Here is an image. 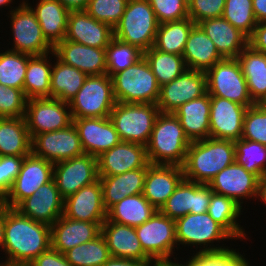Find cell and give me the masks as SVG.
Here are the masks:
<instances>
[{
	"instance_id": "1",
	"label": "cell",
	"mask_w": 266,
	"mask_h": 266,
	"mask_svg": "<svg viewBox=\"0 0 266 266\" xmlns=\"http://www.w3.org/2000/svg\"><path fill=\"white\" fill-rule=\"evenodd\" d=\"M51 226L5 206L4 248L11 265H28L51 246ZM7 257V258H6Z\"/></svg>"
},
{
	"instance_id": "2",
	"label": "cell",
	"mask_w": 266,
	"mask_h": 266,
	"mask_svg": "<svg viewBox=\"0 0 266 266\" xmlns=\"http://www.w3.org/2000/svg\"><path fill=\"white\" fill-rule=\"evenodd\" d=\"M234 162V141L212 137L193 141L182 165L184 179L209 184L215 175Z\"/></svg>"
},
{
	"instance_id": "3",
	"label": "cell",
	"mask_w": 266,
	"mask_h": 266,
	"mask_svg": "<svg viewBox=\"0 0 266 266\" xmlns=\"http://www.w3.org/2000/svg\"><path fill=\"white\" fill-rule=\"evenodd\" d=\"M190 143L179 119L173 113L160 112L146 145L148 161L182 166Z\"/></svg>"
},
{
	"instance_id": "4",
	"label": "cell",
	"mask_w": 266,
	"mask_h": 266,
	"mask_svg": "<svg viewBox=\"0 0 266 266\" xmlns=\"http://www.w3.org/2000/svg\"><path fill=\"white\" fill-rule=\"evenodd\" d=\"M176 242L180 244L198 248L196 253H220L232 250L228 246H221L220 241L234 239L220 224L215 222L210 215L206 213H189L175 220ZM218 243L216 246L213 243ZM199 245V246H198ZM202 246V247H201Z\"/></svg>"
},
{
	"instance_id": "5",
	"label": "cell",
	"mask_w": 266,
	"mask_h": 266,
	"mask_svg": "<svg viewBox=\"0 0 266 266\" xmlns=\"http://www.w3.org/2000/svg\"><path fill=\"white\" fill-rule=\"evenodd\" d=\"M116 102L157 104L160 85L144 56L111 76Z\"/></svg>"
},
{
	"instance_id": "6",
	"label": "cell",
	"mask_w": 266,
	"mask_h": 266,
	"mask_svg": "<svg viewBox=\"0 0 266 266\" xmlns=\"http://www.w3.org/2000/svg\"><path fill=\"white\" fill-rule=\"evenodd\" d=\"M158 25L148 0H128L122 18L113 29L114 37L144 53L154 46Z\"/></svg>"
},
{
	"instance_id": "7",
	"label": "cell",
	"mask_w": 266,
	"mask_h": 266,
	"mask_svg": "<svg viewBox=\"0 0 266 266\" xmlns=\"http://www.w3.org/2000/svg\"><path fill=\"white\" fill-rule=\"evenodd\" d=\"M159 113L157 104L116 102L109 118L121 142L146 146Z\"/></svg>"
},
{
	"instance_id": "8",
	"label": "cell",
	"mask_w": 266,
	"mask_h": 266,
	"mask_svg": "<svg viewBox=\"0 0 266 266\" xmlns=\"http://www.w3.org/2000/svg\"><path fill=\"white\" fill-rule=\"evenodd\" d=\"M115 104L113 83L108 74L87 76L69 102L72 118L109 117Z\"/></svg>"
},
{
	"instance_id": "9",
	"label": "cell",
	"mask_w": 266,
	"mask_h": 266,
	"mask_svg": "<svg viewBox=\"0 0 266 266\" xmlns=\"http://www.w3.org/2000/svg\"><path fill=\"white\" fill-rule=\"evenodd\" d=\"M207 93L251 107L247 82L237 58H223L206 72Z\"/></svg>"
},
{
	"instance_id": "10",
	"label": "cell",
	"mask_w": 266,
	"mask_h": 266,
	"mask_svg": "<svg viewBox=\"0 0 266 266\" xmlns=\"http://www.w3.org/2000/svg\"><path fill=\"white\" fill-rule=\"evenodd\" d=\"M135 231L143 251L154 262L172 261L171 257L177 260L173 255L175 248L179 250L174 219L157 210L150 219L135 227Z\"/></svg>"
},
{
	"instance_id": "11",
	"label": "cell",
	"mask_w": 266,
	"mask_h": 266,
	"mask_svg": "<svg viewBox=\"0 0 266 266\" xmlns=\"http://www.w3.org/2000/svg\"><path fill=\"white\" fill-rule=\"evenodd\" d=\"M21 2L8 16L13 33V45L9 50L32 56L53 52V46L44 37L34 12L24 0Z\"/></svg>"
},
{
	"instance_id": "12",
	"label": "cell",
	"mask_w": 266,
	"mask_h": 266,
	"mask_svg": "<svg viewBox=\"0 0 266 266\" xmlns=\"http://www.w3.org/2000/svg\"><path fill=\"white\" fill-rule=\"evenodd\" d=\"M25 120L31 139L39 133L65 129L73 123L69 103L49 97L27 99Z\"/></svg>"
},
{
	"instance_id": "13",
	"label": "cell",
	"mask_w": 266,
	"mask_h": 266,
	"mask_svg": "<svg viewBox=\"0 0 266 266\" xmlns=\"http://www.w3.org/2000/svg\"><path fill=\"white\" fill-rule=\"evenodd\" d=\"M53 170L54 163L31 152L24 157L19 174L0 203L9 208H16L24 199L32 196L42 185L53 179Z\"/></svg>"
},
{
	"instance_id": "14",
	"label": "cell",
	"mask_w": 266,
	"mask_h": 266,
	"mask_svg": "<svg viewBox=\"0 0 266 266\" xmlns=\"http://www.w3.org/2000/svg\"><path fill=\"white\" fill-rule=\"evenodd\" d=\"M31 152L52 163L85 154L73 123L65 129L35 135L31 142Z\"/></svg>"
},
{
	"instance_id": "15",
	"label": "cell",
	"mask_w": 266,
	"mask_h": 266,
	"mask_svg": "<svg viewBox=\"0 0 266 266\" xmlns=\"http://www.w3.org/2000/svg\"><path fill=\"white\" fill-rule=\"evenodd\" d=\"M53 179L65 199L99 179L97 157L83 154L54 163Z\"/></svg>"
},
{
	"instance_id": "16",
	"label": "cell",
	"mask_w": 266,
	"mask_h": 266,
	"mask_svg": "<svg viewBox=\"0 0 266 266\" xmlns=\"http://www.w3.org/2000/svg\"><path fill=\"white\" fill-rule=\"evenodd\" d=\"M206 93V73L187 69L176 79L160 87L157 107L160 112L173 113L184 103L199 98Z\"/></svg>"
},
{
	"instance_id": "17",
	"label": "cell",
	"mask_w": 266,
	"mask_h": 266,
	"mask_svg": "<svg viewBox=\"0 0 266 266\" xmlns=\"http://www.w3.org/2000/svg\"><path fill=\"white\" fill-rule=\"evenodd\" d=\"M210 200L211 188L208 184L183 179L159 211L176 220L189 213H206Z\"/></svg>"
},
{
	"instance_id": "18",
	"label": "cell",
	"mask_w": 266,
	"mask_h": 266,
	"mask_svg": "<svg viewBox=\"0 0 266 266\" xmlns=\"http://www.w3.org/2000/svg\"><path fill=\"white\" fill-rule=\"evenodd\" d=\"M247 106L218 96H210V137L241 139Z\"/></svg>"
},
{
	"instance_id": "19",
	"label": "cell",
	"mask_w": 266,
	"mask_h": 266,
	"mask_svg": "<svg viewBox=\"0 0 266 266\" xmlns=\"http://www.w3.org/2000/svg\"><path fill=\"white\" fill-rule=\"evenodd\" d=\"M208 185L214 193L232 198L240 206L244 200H257L258 177L236 162L215 175Z\"/></svg>"
},
{
	"instance_id": "20",
	"label": "cell",
	"mask_w": 266,
	"mask_h": 266,
	"mask_svg": "<svg viewBox=\"0 0 266 266\" xmlns=\"http://www.w3.org/2000/svg\"><path fill=\"white\" fill-rule=\"evenodd\" d=\"M15 209L34 221L51 226L63 215L64 198L52 179L32 196L24 199Z\"/></svg>"
},
{
	"instance_id": "21",
	"label": "cell",
	"mask_w": 266,
	"mask_h": 266,
	"mask_svg": "<svg viewBox=\"0 0 266 266\" xmlns=\"http://www.w3.org/2000/svg\"><path fill=\"white\" fill-rule=\"evenodd\" d=\"M146 146L120 142L97 157L98 175L114 176L149 165Z\"/></svg>"
},
{
	"instance_id": "22",
	"label": "cell",
	"mask_w": 266,
	"mask_h": 266,
	"mask_svg": "<svg viewBox=\"0 0 266 266\" xmlns=\"http://www.w3.org/2000/svg\"><path fill=\"white\" fill-rule=\"evenodd\" d=\"M63 215L74 220L104 223L107 219V210L103 203L100 180L66 197Z\"/></svg>"
},
{
	"instance_id": "23",
	"label": "cell",
	"mask_w": 266,
	"mask_h": 266,
	"mask_svg": "<svg viewBox=\"0 0 266 266\" xmlns=\"http://www.w3.org/2000/svg\"><path fill=\"white\" fill-rule=\"evenodd\" d=\"M72 119L85 154L98 157L121 142L109 117Z\"/></svg>"
},
{
	"instance_id": "24",
	"label": "cell",
	"mask_w": 266,
	"mask_h": 266,
	"mask_svg": "<svg viewBox=\"0 0 266 266\" xmlns=\"http://www.w3.org/2000/svg\"><path fill=\"white\" fill-rule=\"evenodd\" d=\"M55 56L87 76L106 74V48L86 46L64 39L53 47Z\"/></svg>"
},
{
	"instance_id": "25",
	"label": "cell",
	"mask_w": 266,
	"mask_h": 266,
	"mask_svg": "<svg viewBox=\"0 0 266 266\" xmlns=\"http://www.w3.org/2000/svg\"><path fill=\"white\" fill-rule=\"evenodd\" d=\"M114 38L108 24L97 21L85 10L70 11L65 39L86 46L106 48Z\"/></svg>"
},
{
	"instance_id": "26",
	"label": "cell",
	"mask_w": 266,
	"mask_h": 266,
	"mask_svg": "<svg viewBox=\"0 0 266 266\" xmlns=\"http://www.w3.org/2000/svg\"><path fill=\"white\" fill-rule=\"evenodd\" d=\"M183 179L182 166L149 164L142 194L160 210Z\"/></svg>"
},
{
	"instance_id": "27",
	"label": "cell",
	"mask_w": 266,
	"mask_h": 266,
	"mask_svg": "<svg viewBox=\"0 0 266 266\" xmlns=\"http://www.w3.org/2000/svg\"><path fill=\"white\" fill-rule=\"evenodd\" d=\"M102 224L69 219L62 215L51 225V247L64 254L75 246L98 237Z\"/></svg>"
},
{
	"instance_id": "28",
	"label": "cell",
	"mask_w": 266,
	"mask_h": 266,
	"mask_svg": "<svg viewBox=\"0 0 266 266\" xmlns=\"http://www.w3.org/2000/svg\"><path fill=\"white\" fill-rule=\"evenodd\" d=\"M110 256L118 258L153 261L142 249L135 227L106 221L101 226Z\"/></svg>"
},
{
	"instance_id": "29",
	"label": "cell",
	"mask_w": 266,
	"mask_h": 266,
	"mask_svg": "<svg viewBox=\"0 0 266 266\" xmlns=\"http://www.w3.org/2000/svg\"><path fill=\"white\" fill-rule=\"evenodd\" d=\"M223 58H237L248 46V37L223 17L198 23Z\"/></svg>"
},
{
	"instance_id": "30",
	"label": "cell",
	"mask_w": 266,
	"mask_h": 266,
	"mask_svg": "<svg viewBox=\"0 0 266 266\" xmlns=\"http://www.w3.org/2000/svg\"><path fill=\"white\" fill-rule=\"evenodd\" d=\"M173 114L179 119L190 142L210 137V95L184 103Z\"/></svg>"
},
{
	"instance_id": "31",
	"label": "cell",
	"mask_w": 266,
	"mask_h": 266,
	"mask_svg": "<svg viewBox=\"0 0 266 266\" xmlns=\"http://www.w3.org/2000/svg\"><path fill=\"white\" fill-rule=\"evenodd\" d=\"M28 1L24 0L34 12L47 41L53 47L63 41L66 36L70 10L59 0H38L35 7Z\"/></svg>"
},
{
	"instance_id": "32",
	"label": "cell",
	"mask_w": 266,
	"mask_h": 266,
	"mask_svg": "<svg viewBox=\"0 0 266 266\" xmlns=\"http://www.w3.org/2000/svg\"><path fill=\"white\" fill-rule=\"evenodd\" d=\"M146 173L147 168H138L114 176H99L106 210L127 196L143 193Z\"/></svg>"
},
{
	"instance_id": "33",
	"label": "cell",
	"mask_w": 266,
	"mask_h": 266,
	"mask_svg": "<svg viewBox=\"0 0 266 266\" xmlns=\"http://www.w3.org/2000/svg\"><path fill=\"white\" fill-rule=\"evenodd\" d=\"M182 56L188 69L204 72L223 59L213 41L198 24L189 32Z\"/></svg>"
},
{
	"instance_id": "34",
	"label": "cell",
	"mask_w": 266,
	"mask_h": 266,
	"mask_svg": "<svg viewBox=\"0 0 266 266\" xmlns=\"http://www.w3.org/2000/svg\"><path fill=\"white\" fill-rule=\"evenodd\" d=\"M246 79L250 98L255 104L266 100V54L247 46L237 57Z\"/></svg>"
},
{
	"instance_id": "35",
	"label": "cell",
	"mask_w": 266,
	"mask_h": 266,
	"mask_svg": "<svg viewBox=\"0 0 266 266\" xmlns=\"http://www.w3.org/2000/svg\"><path fill=\"white\" fill-rule=\"evenodd\" d=\"M31 142L25 117L0 118V156H27Z\"/></svg>"
},
{
	"instance_id": "36",
	"label": "cell",
	"mask_w": 266,
	"mask_h": 266,
	"mask_svg": "<svg viewBox=\"0 0 266 266\" xmlns=\"http://www.w3.org/2000/svg\"><path fill=\"white\" fill-rule=\"evenodd\" d=\"M51 55L55 59L52 64L50 79V98H57L69 103L83 86L87 75L79 69L60 61L54 52Z\"/></svg>"
},
{
	"instance_id": "37",
	"label": "cell",
	"mask_w": 266,
	"mask_h": 266,
	"mask_svg": "<svg viewBox=\"0 0 266 266\" xmlns=\"http://www.w3.org/2000/svg\"><path fill=\"white\" fill-rule=\"evenodd\" d=\"M157 209L142 193L127 196L107 211V219L119 224L137 227L150 219Z\"/></svg>"
},
{
	"instance_id": "38",
	"label": "cell",
	"mask_w": 266,
	"mask_h": 266,
	"mask_svg": "<svg viewBox=\"0 0 266 266\" xmlns=\"http://www.w3.org/2000/svg\"><path fill=\"white\" fill-rule=\"evenodd\" d=\"M242 206H240L232 198L224 195L216 194L211 190V200L207 209V213L210 217L220 224L233 238L246 239V232L238 222V218L243 213Z\"/></svg>"
},
{
	"instance_id": "39",
	"label": "cell",
	"mask_w": 266,
	"mask_h": 266,
	"mask_svg": "<svg viewBox=\"0 0 266 266\" xmlns=\"http://www.w3.org/2000/svg\"><path fill=\"white\" fill-rule=\"evenodd\" d=\"M50 54L52 52L44 55H33L29 58L23 86V92L27 99L50 98V79L52 73V62L50 59L52 56Z\"/></svg>"
},
{
	"instance_id": "40",
	"label": "cell",
	"mask_w": 266,
	"mask_h": 266,
	"mask_svg": "<svg viewBox=\"0 0 266 266\" xmlns=\"http://www.w3.org/2000/svg\"><path fill=\"white\" fill-rule=\"evenodd\" d=\"M194 25L189 17L159 24L154 47L162 52L182 56L189 32Z\"/></svg>"
},
{
	"instance_id": "41",
	"label": "cell",
	"mask_w": 266,
	"mask_h": 266,
	"mask_svg": "<svg viewBox=\"0 0 266 266\" xmlns=\"http://www.w3.org/2000/svg\"><path fill=\"white\" fill-rule=\"evenodd\" d=\"M160 87L183 74L188 68L183 56L162 52L154 46L143 53Z\"/></svg>"
},
{
	"instance_id": "42",
	"label": "cell",
	"mask_w": 266,
	"mask_h": 266,
	"mask_svg": "<svg viewBox=\"0 0 266 266\" xmlns=\"http://www.w3.org/2000/svg\"><path fill=\"white\" fill-rule=\"evenodd\" d=\"M64 256L72 266H101L111 257L102 234L66 251Z\"/></svg>"
},
{
	"instance_id": "43",
	"label": "cell",
	"mask_w": 266,
	"mask_h": 266,
	"mask_svg": "<svg viewBox=\"0 0 266 266\" xmlns=\"http://www.w3.org/2000/svg\"><path fill=\"white\" fill-rule=\"evenodd\" d=\"M2 51V52H1ZM0 51V84L23 90L28 60L32 55L12 50Z\"/></svg>"
},
{
	"instance_id": "44",
	"label": "cell",
	"mask_w": 266,
	"mask_h": 266,
	"mask_svg": "<svg viewBox=\"0 0 266 266\" xmlns=\"http://www.w3.org/2000/svg\"><path fill=\"white\" fill-rule=\"evenodd\" d=\"M235 162L258 178L266 172V145L247 139L234 141Z\"/></svg>"
},
{
	"instance_id": "45",
	"label": "cell",
	"mask_w": 266,
	"mask_h": 266,
	"mask_svg": "<svg viewBox=\"0 0 266 266\" xmlns=\"http://www.w3.org/2000/svg\"><path fill=\"white\" fill-rule=\"evenodd\" d=\"M143 56L137 47L124 43L115 37L106 47V74L110 77L132 66Z\"/></svg>"
},
{
	"instance_id": "46",
	"label": "cell",
	"mask_w": 266,
	"mask_h": 266,
	"mask_svg": "<svg viewBox=\"0 0 266 266\" xmlns=\"http://www.w3.org/2000/svg\"><path fill=\"white\" fill-rule=\"evenodd\" d=\"M222 17L239 29L248 38L257 26L252 0H225Z\"/></svg>"
},
{
	"instance_id": "47",
	"label": "cell",
	"mask_w": 266,
	"mask_h": 266,
	"mask_svg": "<svg viewBox=\"0 0 266 266\" xmlns=\"http://www.w3.org/2000/svg\"><path fill=\"white\" fill-rule=\"evenodd\" d=\"M127 3L128 0H89L85 11L114 29L122 18Z\"/></svg>"
},
{
	"instance_id": "48",
	"label": "cell",
	"mask_w": 266,
	"mask_h": 266,
	"mask_svg": "<svg viewBox=\"0 0 266 266\" xmlns=\"http://www.w3.org/2000/svg\"><path fill=\"white\" fill-rule=\"evenodd\" d=\"M241 138L266 145V107L263 104L247 108Z\"/></svg>"
},
{
	"instance_id": "49",
	"label": "cell",
	"mask_w": 266,
	"mask_h": 266,
	"mask_svg": "<svg viewBox=\"0 0 266 266\" xmlns=\"http://www.w3.org/2000/svg\"><path fill=\"white\" fill-rule=\"evenodd\" d=\"M236 250L206 254L193 253L185 263L188 266H251L245 255Z\"/></svg>"
},
{
	"instance_id": "50",
	"label": "cell",
	"mask_w": 266,
	"mask_h": 266,
	"mask_svg": "<svg viewBox=\"0 0 266 266\" xmlns=\"http://www.w3.org/2000/svg\"><path fill=\"white\" fill-rule=\"evenodd\" d=\"M27 98L21 89L0 84V118H23Z\"/></svg>"
},
{
	"instance_id": "51",
	"label": "cell",
	"mask_w": 266,
	"mask_h": 266,
	"mask_svg": "<svg viewBox=\"0 0 266 266\" xmlns=\"http://www.w3.org/2000/svg\"><path fill=\"white\" fill-rule=\"evenodd\" d=\"M159 24L188 18L185 0H148Z\"/></svg>"
},
{
	"instance_id": "52",
	"label": "cell",
	"mask_w": 266,
	"mask_h": 266,
	"mask_svg": "<svg viewBox=\"0 0 266 266\" xmlns=\"http://www.w3.org/2000/svg\"><path fill=\"white\" fill-rule=\"evenodd\" d=\"M225 0H191L188 3V17L195 24L209 19L222 17Z\"/></svg>"
},
{
	"instance_id": "53",
	"label": "cell",
	"mask_w": 266,
	"mask_h": 266,
	"mask_svg": "<svg viewBox=\"0 0 266 266\" xmlns=\"http://www.w3.org/2000/svg\"><path fill=\"white\" fill-rule=\"evenodd\" d=\"M25 156H0V202L5 198L21 170Z\"/></svg>"
},
{
	"instance_id": "54",
	"label": "cell",
	"mask_w": 266,
	"mask_h": 266,
	"mask_svg": "<svg viewBox=\"0 0 266 266\" xmlns=\"http://www.w3.org/2000/svg\"><path fill=\"white\" fill-rule=\"evenodd\" d=\"M28 266H72L64 254L60 253L51 246L37 256Z\"/></svg>"
},
{
	"instance_id": "55",
	"label": "cell",
	"mask_w": 266,
	"mask_h": 266,
	"mask_svg": "<svg viewBox=\"0 0 266 266\" xmlns=\"http://www.w3.org/2000/svg\"><path fill=\"white\" fill-rule=\"evenodd\" d=\"M248 45L266 54V22L257 23L253 34L248 38Z\"/></svg>"
},
{
	"instance_id": "56",
	"label": "cell",
	"mask_w": 266,
	"mask_h": 266,
	"mask_svg": "<svg viewBox=\"0 0 266 266\" xmlns=\"http://www.w3.org/2000/svg\"><path fill=\"white\" fill-rule=\"evenodd\" d=\"M154 263V261L118 258L111 256L101 266H152Z\"/></svg>"
},
{
	"instance_id": "57",
	"label": "cell",
	"mask_w": 266,
	"mask_h": 266,
	"mask_svg": "<svg viewBox=\"0 0 266 266\" xmlns=\"http://www.w3.org/2000/svg\"><path fill=\"white\" fill-rule=\"evenodd\" d=\"M252 7L257 23L266 22V0H252Z\"/></svg>"
},
{
	"instance_id": "58",
	"label": "cell",
	"mask_w": 266,
	"mask_h": 266,
	"mask_svg": "<svg viewBox=\"0 0 266 266\" xmlns=\"http://www.w3.org/2000/svg\"><path fill=\"white\" fill-rule=\"evenodd\" d=\"M68 10H85L89 0H59Z\"/></svg>"
},
{
	"instance_id": "59",
	"label": "cell",
	"mask_w": 266,
	"mask_h": 266,
	"mask_svg": "<svg viewBox=\"0 0 266 266\" xmlns=\"http://www.w3.org/2000/svg\"><path fill=\"white\" fill-rule=\"evenodd\" d=\"M266 205V172L258 178L257 196Z\"/></svg>"
},
{
	"instance_id": "60",
	"label": "cell",
	"mask_w": 266,
	"mask_h": 266,
	"mask_svg": "<svg viewBox=\"0 0 266 266\" xmlns=\"http://www.w3.org/2000/svg\"><path fill=\"white\" fill-rule=\"evenodd\" d=\"M5 206L0 203V248H4Z\"/></svg>"
},
{
	"instance_id": "61",
	"label": "cell",
	"mask_w": 266,
	"mask_h": 266,
	"mask_svg": "<svg viewBox=\"0 0 266 266\" xmlns=\"http://www.w3.org/2000/svg\"><path fill=\"white\" fill-rule=\"evenodd\" d=\"M176 262L174 261L155 262L152 266H188L185 262H183L184 264L179 263L178 260Z\"/></svg>"
},
{
	"instance_id": "62",
	"label": "cell",
	"mask_w": 266,
	"mask_h": 266,
	"mask_svg": "<svg viewBox=\"0 0 266 266\" xmlns=\"http://www.w3.org/2000/svg\"><path fill=\"white\" fill-rule=\"evenodd\" d=\"M15 1V0H14ZM12 3H14L13 2V0H0V9L3 7L4 8V6L6 7H10L11 9L9 10V13L12 11V10H14L15 8H17V7H11V5L10 4H12ZM13 8V9H12Z\"/></svg>"
},
{
	"instance_id": "63",
	"label": "cell",
	"mask_w": 266,
	"mask_h": 266,
	"mask_svg": "<svg viewBox=\"0 0 266 266\" xmlns=\"http://www.w3.org/2000/svg\"><path fill=\"white\" fill-rule=\"evenodd\" d=\"M2 261L0 262V266H9L10 265V263L7 260H5V262H4V260H2Z\"/></svg>"
},
{
	"instance_id": "64",
	"label": "cell",
	"mask_w": 266,
	"mask_h": 266,
	"mask_svg": "<svg viewBox=\"0 0 266 266\" xmlns=\"http://www.w3.org/2000/svg\"><path fill=\"white\" fill-rule=\"evenodd\" d=\"M9 266H28V265H9Z\"/></svg>"
}]
</instances>
